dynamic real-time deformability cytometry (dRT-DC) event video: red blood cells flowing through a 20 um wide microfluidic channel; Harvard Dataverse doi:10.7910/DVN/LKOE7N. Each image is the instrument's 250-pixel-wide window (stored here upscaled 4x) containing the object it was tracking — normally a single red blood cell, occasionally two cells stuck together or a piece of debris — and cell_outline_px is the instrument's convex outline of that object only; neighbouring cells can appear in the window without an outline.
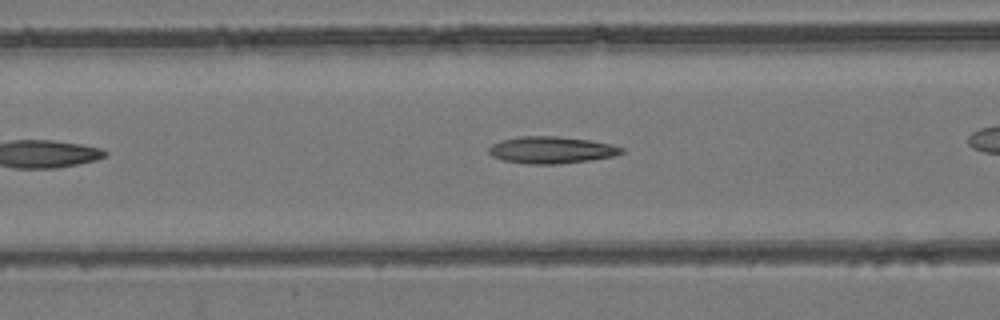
{"species": "common noctule bat (a hibernating species)", "species_latin": "Nyctalus noctula", "temperature_condition": "room temperature", "stored_images_in_passage": 17, "camera_frame_rate_fps": 3000, "um_per_image_px": 0.085, "animal": {"sex": "female", "body_mass_g": 24.6, "forearm_length_mm": 56.2}, "frame": {"image": 1, "passage_image": 10, "time_ms": 3.0, "image_size_px": [1000, 320], "cell_outline_px": [[624, 152], [612, 156], [592, 160], [560, 164], [524, 164], [504, 160], [492, 156], [488, 152], [488, 148], [492, 144], [500, 140], [520, 136], [556, 136], [588, 140], [612, 144], [624, 148]], "centroid_in_image_um": [46.85, 12.75], "position_along_channel_um": 119.7, "area_um2": 20.92}}